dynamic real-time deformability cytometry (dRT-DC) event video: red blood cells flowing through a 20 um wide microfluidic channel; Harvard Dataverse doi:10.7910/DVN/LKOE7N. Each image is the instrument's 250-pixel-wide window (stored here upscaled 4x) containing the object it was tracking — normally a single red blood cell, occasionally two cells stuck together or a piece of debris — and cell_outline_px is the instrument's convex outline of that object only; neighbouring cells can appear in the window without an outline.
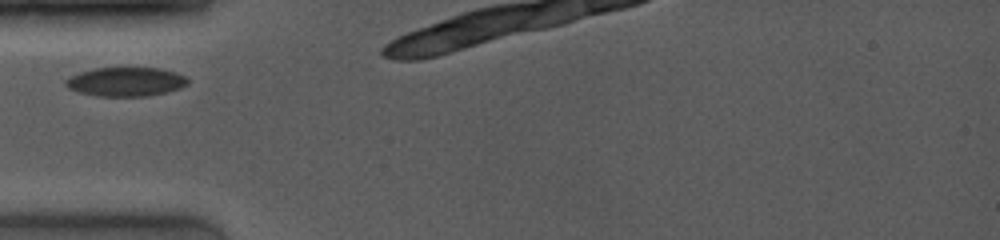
{"species": "common noctule bat (a hibernating species)", "species_latin": "Nyctalus noctula", "temperature_condition": "room temperature", "stored_images_in_passage": 7, "camera_frame_rate_fps": 4000, "um_per_image_px": 0.085, "animal": {"sex": "female", "body_mass_g": 19.0, "forearm_length_mm": 53.3}, "frame": {"image": 1, "passage_image": 1, "time_ms": 0.0, "image_size_px": [1000, 240], "cell_outline_px": [[188, 84], [180, 88], [148, 96], [96, 96], [80, 92], [68, 88], [64, 84], [64, 80], [80, 72], [96, 68], [160, 68], [176, 72], [184, 76], [188, 80]], "centroid_in_image_um": [10.69, 6.95], "position_along_channel_um": 74.3, "area_um2": 20.52}}